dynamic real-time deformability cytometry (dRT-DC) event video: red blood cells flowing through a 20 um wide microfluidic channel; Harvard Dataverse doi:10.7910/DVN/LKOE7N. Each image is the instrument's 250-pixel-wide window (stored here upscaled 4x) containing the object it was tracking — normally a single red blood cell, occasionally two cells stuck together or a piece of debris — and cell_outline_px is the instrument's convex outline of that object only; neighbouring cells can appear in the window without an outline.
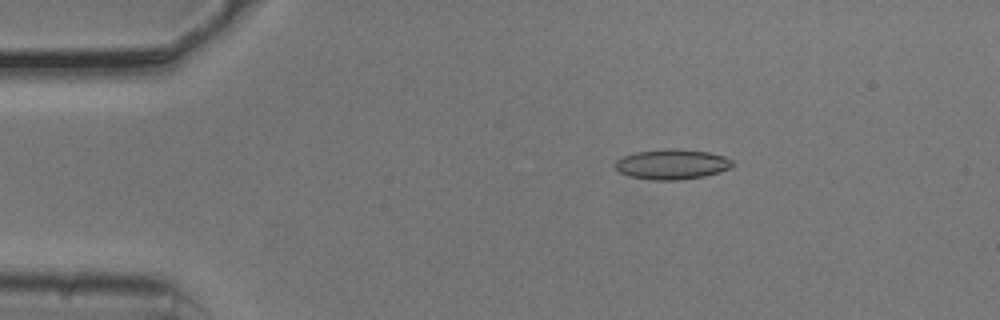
{"species": "common noctule bat (a hibernating species)", "species_latin": "Nyctalus noctula", "temperature_condition": "cold", "stored_images_in_passage": 52, "camera_frame_rate_fps": 3000, "um_per_image_px": 0.085, "animal": {"sex": "male", "body_mass_g": 20.5, "forearm_length_mm": 52.5}, "frame": {"image": 1, "passage_image": 8, "time_ms": 2.333, "image_size_px": [1000, 320], "cell_outline_px": [[736, 164], [732, 168], [720, 172], [704, 176], [680, 180], [652, 180], [628, 176], [620, 172], [616, 168], [616, 160], [624, 156], [636, 152], [668, 148], [676, 148], [708, 152], [724, 156], [732, 160]], "centroid_in_image_um": [57.16, 13.96], "position_along_channel_um": 27.8, "area_um2": 20.75}}
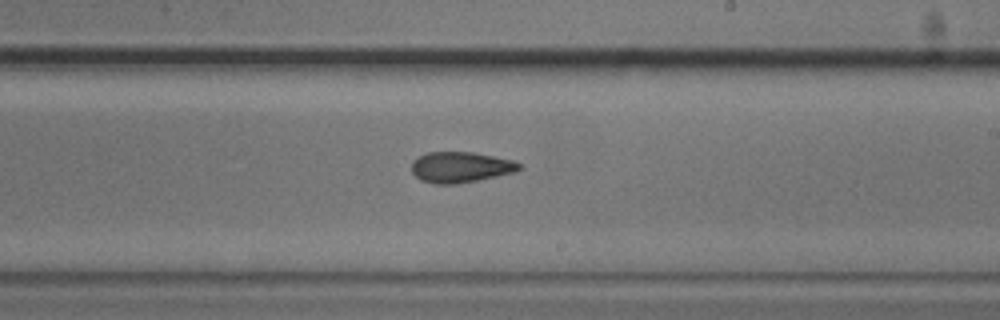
{"frame": {"image": 2, "passage_image": 30, "time_ms": 9.667, "image_size_px": [1000, 320], "cell_outline_px": [[524, 168], [516, 172], [456, 184], [436, 184], [420, 180], [412, 172], [412, 160], [416, 156], [428, 152], [472, 152], [512, 160], [520, 164]], "centroid_in_image_um": [39.13, 14.2], "position_along_channel_um": 249.9, "area_um2": 19.31}}
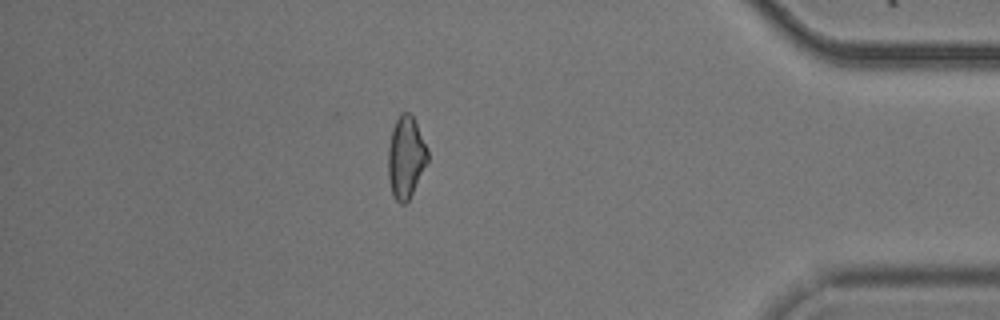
{"frame": {"image": 3, "passage_image": 45, "time_ms": 14.667, "image_size_px": [1000, 320], "cell_outline_px": [[428, 160], [408, 200], [404, 204], [400, 204], [392, 196], [388, 176], [388, 148], [392, 128], [400, 112], [408, 112], [412, 116], [428, 148]], "centroid_in_image_um": [34.48, 13.36], "position_along_channel_um": 400.7, "area_um2": 18.73}, "authors_computed_cell_mechanics": {"area_um2": 19.5942, "velocity_mm_per_s": 3.7815, "shape_relaxation_time_tau1_ms": 8.3911, "shape_relaxation_time_tau2_ms": 4.0353, "deformation_change_tau1": 0.1536, "deformation_change_tau2": 0.1181}}